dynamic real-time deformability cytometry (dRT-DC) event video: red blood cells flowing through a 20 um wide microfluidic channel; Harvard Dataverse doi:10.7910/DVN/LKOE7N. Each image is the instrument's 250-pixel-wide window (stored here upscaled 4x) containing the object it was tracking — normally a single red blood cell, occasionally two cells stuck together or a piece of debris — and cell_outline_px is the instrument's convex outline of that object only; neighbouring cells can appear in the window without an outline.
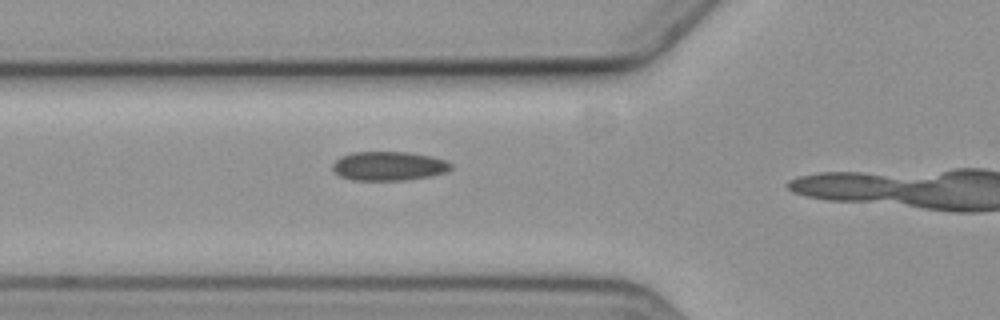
{"species": "common noctule bat (a hibernating species)", "species_latin": "Nyctalus noctula", "temperature_condition": "cold", "stored_images_in_passage": 6, "camera_frame_rate_fps": 3000, "um_per_image_px": 0.085, "animal": {"sex": "female", "body_mass_g": 19.3, "forearm_length_mm": 54.1}, "frame": {"image": 1, "passage_image": 6, "time_ms": 6.0, "image_size_px": [1000, 320], "cell_outline_px": [[452, 168], [444, 172], [428, 176], [404, 180], [352, 180], [340, 176], [332, 168], [332, 164], [340, 156], [352, 152], [408, 152], [432, 156], [444, 160], [452, 164]], "centroid_in_image_um": [33.01, 14.1], "position_along_channel_um": 92.8, "area_um2": 19.94}}